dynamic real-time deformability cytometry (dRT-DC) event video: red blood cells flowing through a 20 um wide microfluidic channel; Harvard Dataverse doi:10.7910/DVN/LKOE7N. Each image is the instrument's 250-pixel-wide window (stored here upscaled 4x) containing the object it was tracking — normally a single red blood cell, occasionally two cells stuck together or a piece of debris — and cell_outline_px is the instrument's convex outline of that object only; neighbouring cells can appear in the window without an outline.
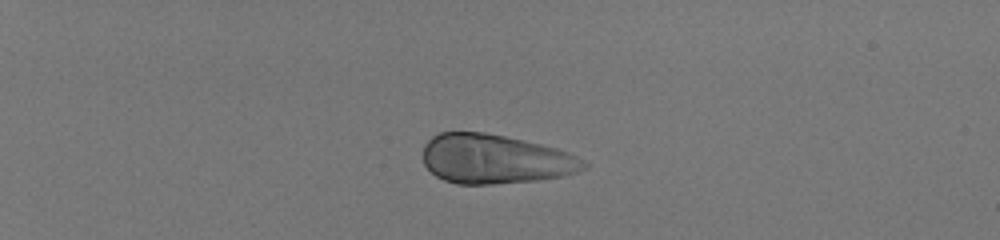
{"species": "human", "species_latin": "Homo sapiens", "temperature_condition": "room temperature", "stored_images_in_passage": 41, "camera_frame_rate_fps": 3000, "um_per_image_px": 0.085, "donor": {"sex": "male"}, "frame": {"image": 1, "passage_image": 1, "time_ms": 0.0, "image_size_px": [1000, 240], "cell_outline_px": [[588, 168], [564, 176], [536, 180], [492, 184], [456, 184], [444, 180], [436, 176], [424, 164], [424, 144], [432, 136], [440, 132], [484, 132], [504, 136], [540, 144], [556, 148], [568, 152], [584, 160], [588, 164]], "centroid_in_image_um": [42.09, 13.52], "position_along_channel_um": 42.9, "area_um2": 46.18}}
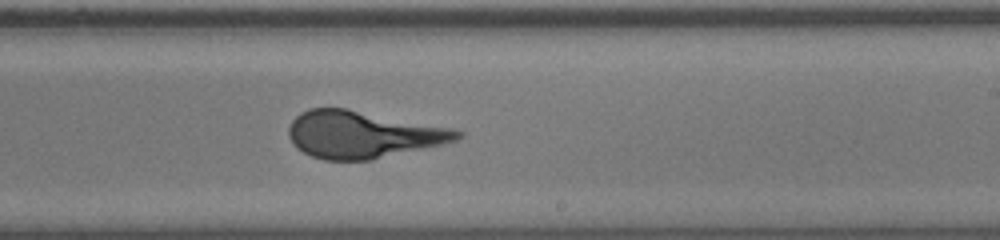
{"frame": {"image": 2, "passage_image": 24, "time_ms": 7.667, "image_size_px": [1000, 240], "cell_outline_px": [[464, 136], [456, 140], [440, 144], [372, 160], [324, 160], [312, 156], [304, 152], [288, 136], [288, 128], [292, 120], [300, 112], [308, 108], [344, 108], [448, 128], [464, 132]], "centroid_in_image_um": [30.77, 11.44], "position_along_channel_um": 258.2, "area_um2": 45.37}}
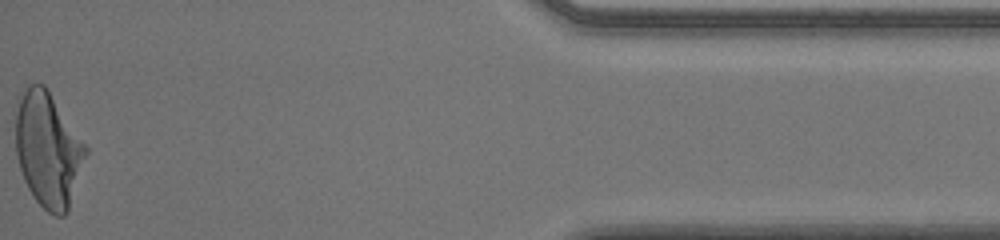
{"frame": {"image": 3, "passage_image": 41, "time_ms": 13.333, "image_size_px": [1000, 240], "cell_outline_px": [[88, 152], [68, 212], [64, 216], [56, 216], [48, 212], [36, 200], [28, 188], [24, 180], [20, 168], [16, 152], [16, 96], [24, 84], [44, 84], [88, 148]], "centroid_in_image_um": [4.07, 12.68], "position_along_channel_um": 431.1, "area_um2": 47.16}}